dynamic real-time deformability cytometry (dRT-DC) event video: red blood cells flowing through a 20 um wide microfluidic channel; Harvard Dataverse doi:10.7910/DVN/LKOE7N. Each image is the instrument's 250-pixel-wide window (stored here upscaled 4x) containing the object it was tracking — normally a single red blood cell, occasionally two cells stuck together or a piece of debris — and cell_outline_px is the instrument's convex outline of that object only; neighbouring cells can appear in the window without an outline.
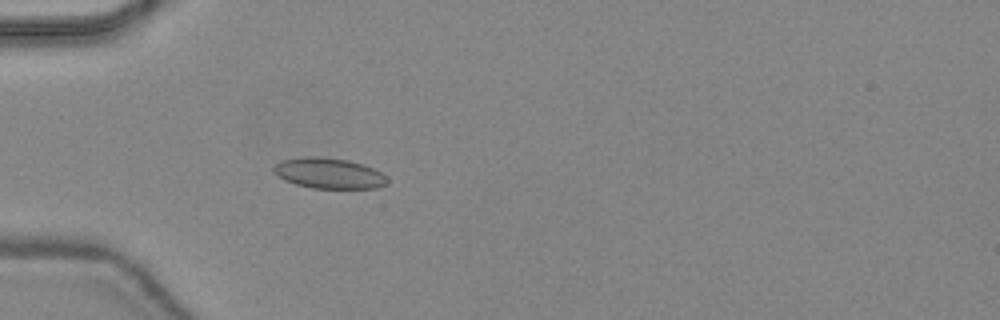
{"species": "common noctule bat (a hibernating species)", "species_latin": "Nyctalus noctula", "temperature_condition": "warm", "stored_images_in_passage": 47, "camera_frame_rate_fps": 3000, "um_per_image_px": 0.085, "animal": {"sex": "female", "body_mass_g": 24.6, "forearm_length_mm": 56.2}, "frame": {"image": 1, "passage_image": 15, "time_ms": 4.667, "image_size_px": [1000, 320], "cell_outline_px": [[388, 184], [376, 188], [312, 188], [296, 184], [284, 180], [272, 172], [272, 168], [276, 164], [284, 160], [300, 156], [316, 156], [348, 160], [364, 164], [380, 172], [388, 180]], "centroid_in_image_um": [27.93, 14.72], "position_along_channel_um": 57.1, "area_um2": 20.29}}
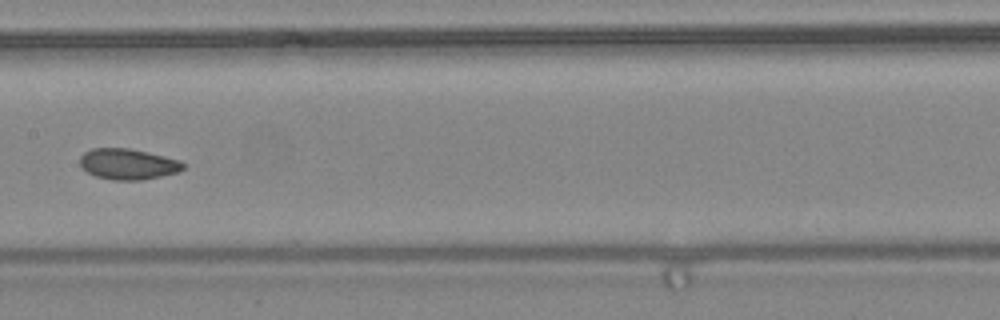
{"frame": {"image": 2, "passage_image": 25, "time_ms": 8.0, "image_size_px": [1000, 320], "cell_outline_px": [[184, 168], [180, 172], [140, 180], [112, 180], [96, 176], [80, 168], [80, 156], [84, 152], [92, 148], [128, 148], [180, 160], [184, 164]], "centroid_in_image_um": [10.85, 13.95], "position_along_channel_um": 196.6, "area_um2": 18.5}}
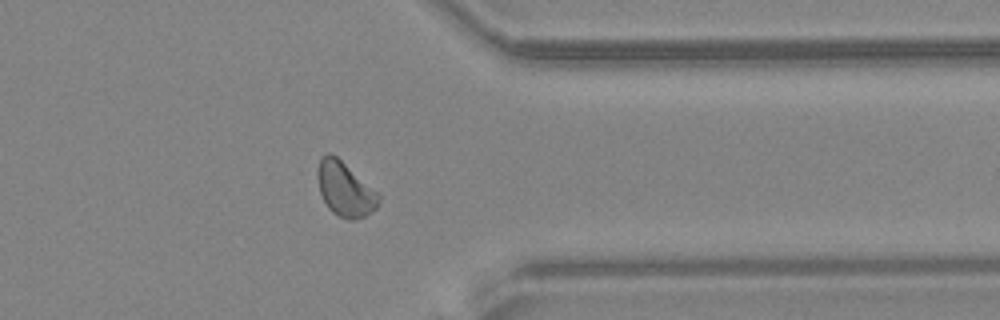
{"frame": {"image": 3, "passage_image": 38, "time_ms": 12.333, "image_size_px": [1000, 320], "cell_outline_px": [[380, 200], [376, 208], [372, 212], [364, 216], [352, 220], [348, 220], [332, 212], [328, 208], [320, 192], [316, 176], [316, 172], [320, 156], [328, 152], [332, 152], [380, 192]], "centroid_in_image_um": [29.33, 16.04], "position_along_channel_um": 382.1, "area_um2": 19.83}, "authors_computed_cell_mechanics": {"area_um2": 19.074, "velocity_mm_per_s": 4.4363, "shape_relaxation_time_tau1_ms": null, "shape_relaxation_time_tau2_ms": 1.2356, "deformation_change_tau1": null, "deformation_change_tau2": 0.0684}}